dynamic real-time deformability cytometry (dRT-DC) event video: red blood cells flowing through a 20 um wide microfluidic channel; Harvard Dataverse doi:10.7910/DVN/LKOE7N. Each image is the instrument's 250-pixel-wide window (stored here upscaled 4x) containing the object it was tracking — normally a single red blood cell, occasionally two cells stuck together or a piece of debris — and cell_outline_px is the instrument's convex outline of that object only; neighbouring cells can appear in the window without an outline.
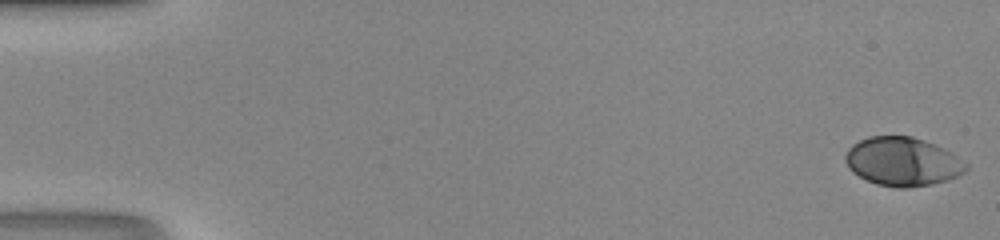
{"species": "human", "species_latin": "Homo sapiens", "temperature_condition": "room temperature", "stored_images_in_passage": 21, "camera_frame_rate_fps": 3000, "um_per_image_px": 0.085, "donor": {"sex": "male"}, "frame": {"image": 1, "passage_image": 1, "time_ms": 0.0, "image_size_px": [1000, 240], "cell_outline_px": [[968, 168], [964, 172], [956, 176], [932, 184], [908, 188], [896, 188], [876, 184], [864, 180], [852, 172], [848, 168], [844, 160], [844, 156], [848, 148], [852, 144], [868, 136], [912, 136], [924, 140], [944, 148], [968, 164]], "centroid_in_image_um": [76.67, 13.74], "position_along_channel_um": 8.3, "area_um2": 34.45}}
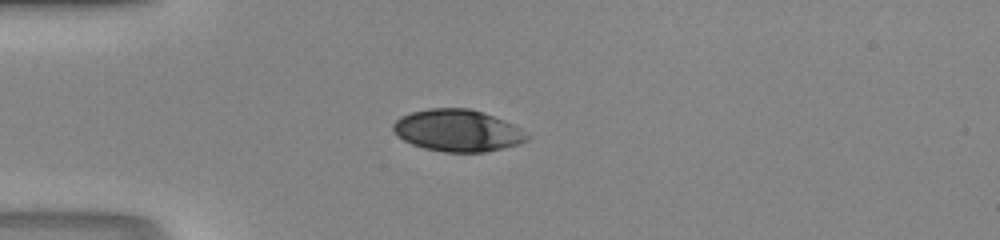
{"frame": {"image": 2, "passage_image": 14, "time_ms": 4.333, "image_size_px": [1000, 240], "cell_outline_px": [[532, 136], [528, 140], [520, 144], [484, 152], [444, 152], [424, 148], [412, 144], [404, 140], [392, 128], [392, 124], [400, 116], [412, 112], [428, 108], [468, 108], [504, 120], [520, 128]], "centroid_in_image_um": [38.92, 11.1], "position_along_channel_um": 46.1, "area_um2": 32.6}}
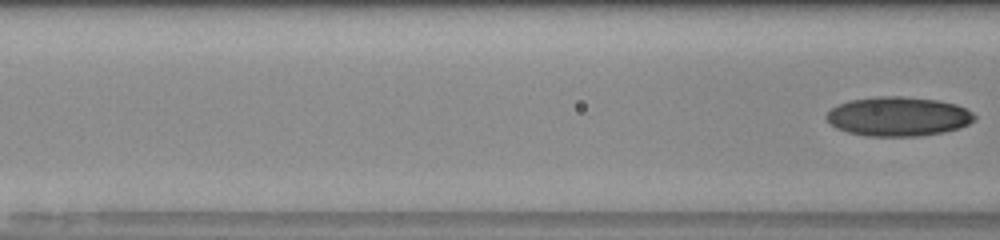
{"frame": {"image": 3, "passage_image": 21, "time_ms": 6.667, "image_size_px": [1000, 240], "cell_outline_px": [[976, 116], [968, 124], [960, 128], [944, 132], [920, 136], [868, 136], [848, 132], [836, 128], [824, 116], [832, 108], [848, 100], [876, 96], [900, 96], [936, 100], [956, 104], [972, 112]], "centroid_in_image_um": [76.34, 9.9], "position_along_channel_um": 90.3, "area_um2": 33.81}}